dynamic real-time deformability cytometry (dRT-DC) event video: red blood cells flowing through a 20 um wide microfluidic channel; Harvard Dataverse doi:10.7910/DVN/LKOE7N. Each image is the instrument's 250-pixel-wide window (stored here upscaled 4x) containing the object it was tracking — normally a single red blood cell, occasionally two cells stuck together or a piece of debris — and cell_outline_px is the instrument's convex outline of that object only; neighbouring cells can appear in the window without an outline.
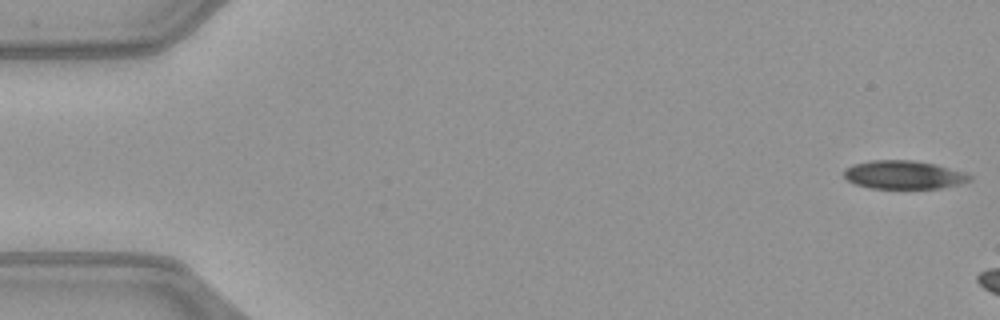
{"species": "common noctule bat (a hibernating species)", "species_latin": "Nyctalus noctula", "temperature_condition": "warm", "stored_images_in_passage": 6, "camera_frame_rate_fps": 3000, "um_per_image_px": 0.085, "animal": {"sex": "female", "body_mass_g": 21.9}, "frame": {"image": 1, "passage_image": 1, "time_ms": 0.0, "image_size_px": [1000, 320], "cell_outline_px": [[972, 180], [940, 188], [872, 188], [856, 184], [848, 180], [844, 176], [844, 168], [852, 164], [872, 160], [912, 160], [936, 164], [964, 172], [972, 176]], "centroid_in_image_um": [76.8, 14.84], "position_along_channel_um": 8.2, "area_um2": 20.69}}